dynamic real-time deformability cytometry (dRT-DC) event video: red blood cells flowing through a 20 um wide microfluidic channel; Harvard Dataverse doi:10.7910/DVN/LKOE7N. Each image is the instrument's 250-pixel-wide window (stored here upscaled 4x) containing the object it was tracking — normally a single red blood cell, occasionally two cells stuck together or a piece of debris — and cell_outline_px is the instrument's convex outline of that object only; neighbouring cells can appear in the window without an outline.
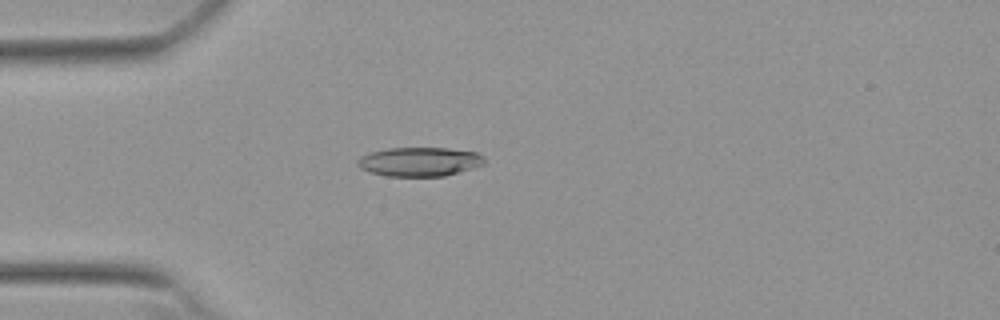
{"species": "Egyptian fruit bat (a non-hibernating species)", "species_latin": "Rousettus aegyptiacus", "temperature_condition": "warm", "stored_images_in_passage": 53, "camera_frame_rate_fps": 3000, "um_per_image_px": 0.085, "animal": {"sex": "female"}, "frame": {"image": 1, "passage_image": 15, "time_ms": 4.667, "image_size_px": [1000, 320], "cell_outline_px": [[484, 164], [472, 168], [444, 176], [388, 176], [368, 172], [360, 168], [356, 164], [356, 160], [360, 156], [372, 152], [388, 148], [448, 148], [476, 152], [484, 156]], "centroid_in_image_um": [35.63, 13.74], "position_along_channel_um": 49.4, "area_um2": 21.5}}
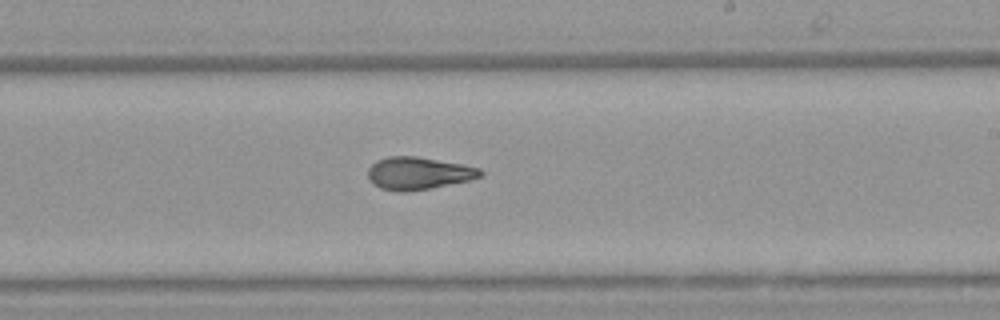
{"frame": {"image": 2, "passage_image": 32, "time_ms": 10.333, "image_size_px": [1000, 320], "cell_outline_px": [[484, 176], [468, 180], [432, 188], [408, 192], [400, 192], [380, 188], [372, 184], [368, 180], [368, 168], [376, 160], [388, 156], [416, 156], [464, 164], [480, 168], [484, 172]], "centroid_in_image_um": [35.56, 14.73], "position_along_channel_um": 253.4, "area_um2": 21.62}}
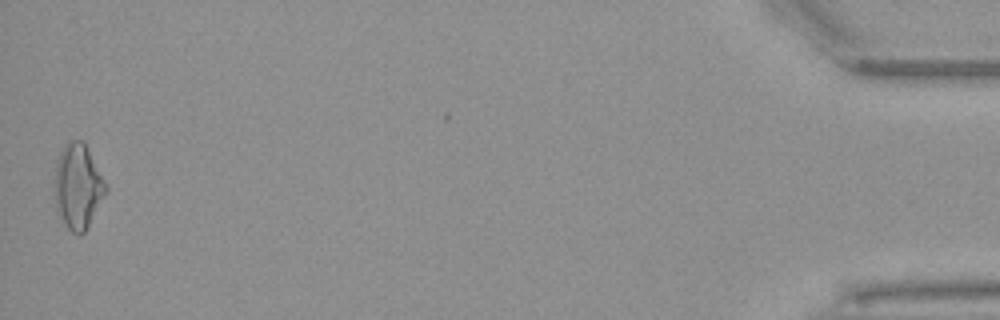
{"frame": {"image": 3, "passage_image": 53, "time_ms": 17.333, "image_size_px": [1000, 320], "cell_outline_px": [[108, 192], [84, 232], [80, 236], [72, 232], [68, 228], [56, 208], [56, 160], [64, 144], [72, 140], [84, 140], [108, 188]], "centroid_in_image_um": [6.65, 15.82], "position_along_channel_um": 428.5, "area_um2": 25.03}, "authors_computed_cell_mechanics": {"area_um2": 21.5016, "velocity_mm_per_s": 3.8397, "shape_relaxation_time_tau1_ms": 7.7336, "shape_relaxation_time_tau2_ms": 3.0321, "deformation_change_tau1": 0.1991, "deformation_change_tau2": 0.1115}}